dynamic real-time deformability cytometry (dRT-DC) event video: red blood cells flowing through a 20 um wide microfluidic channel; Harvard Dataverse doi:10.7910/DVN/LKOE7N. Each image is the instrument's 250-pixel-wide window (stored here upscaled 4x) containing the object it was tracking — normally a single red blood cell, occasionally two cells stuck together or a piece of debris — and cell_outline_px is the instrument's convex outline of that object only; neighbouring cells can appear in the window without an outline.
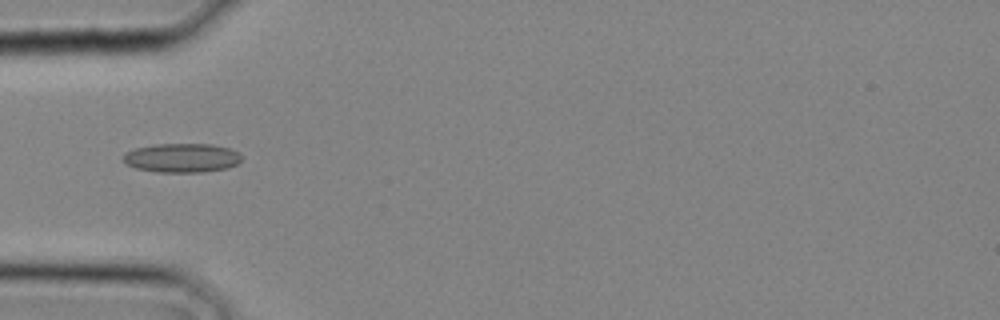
{"species": "common noctule bat (a hibernating species)", "species_latin": "Nyctalus noctula", "temperature_condition": "cold", "stored_images_in_passage": 13, "camera_frame_rate_fps": 3000, "um_per_image_px": 0.085, "animal": {"sex": "male", "body_mass_g": 20.4}, "frame": {"image": 1, "passage_image": 8, "time_ms": 2.333, "image_size_px": [1000, 320], "cell_outline_px": [[240, 160], [236, 164], [228, 168], [204, 172], [156, 172], [136, 168], [124, 164], [124, 152], [136, 148], [156, 144], [212, 144], [228, 148], [236, 152], [240, 156]], "centroid_in_image_um": [15.42, 13.42], "position_along_channel_um": 69.6, "area_um2": 20.0}}
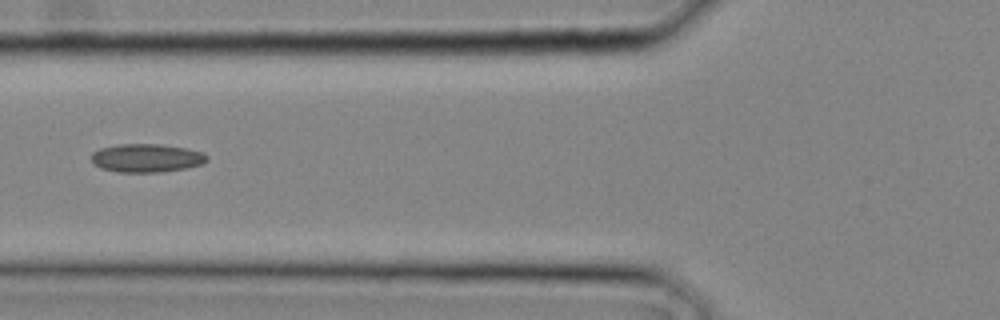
{"frame": {"image": 2, "passage_image": 10, "time_ms": 3.0, "image_size_px": [1000, 320], "cell_outline_px": [[208, 160], [204, 164], [188, 168], [156, 172], [120, 172], [100, 168], [92, 160], [92, 152], [100, 148], [116, 144], [160, 144], [188, 148], [204, 152], [208, 156]], "centroid_in_image_um": [12.51, 13.42], "position_along_channel_um": 113.3, "area_um2": 19.31}}
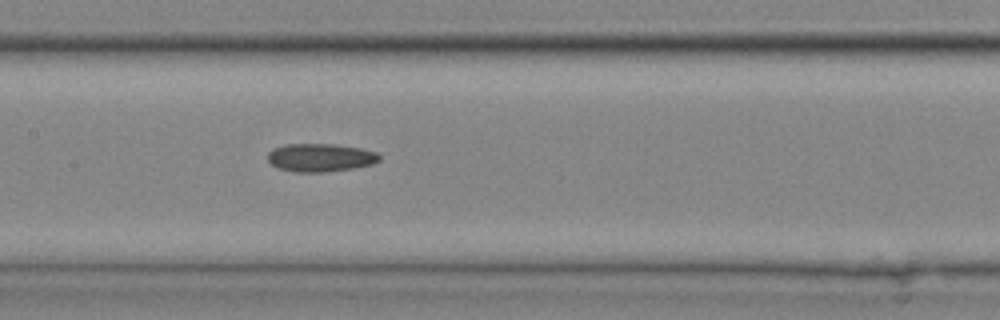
{"frame": {"image": 3, "passage_image": 13, "time_ms": 4.0, "image_size_px": [1000, 320], "cell_outline_px": [[380, 160], [372, 164], [356, 168], [324, 172], [296, 172], [280, 168], [272, 164], [268, 160], [268, 152], [272, 148], [284, 144], [336, 144], [360, 148], [376, 152], [380, 156]], "centroid_in_image_um": [27.24, 13.39], "position_along_channel_um": 180.2, "area_um2": 18.38}}